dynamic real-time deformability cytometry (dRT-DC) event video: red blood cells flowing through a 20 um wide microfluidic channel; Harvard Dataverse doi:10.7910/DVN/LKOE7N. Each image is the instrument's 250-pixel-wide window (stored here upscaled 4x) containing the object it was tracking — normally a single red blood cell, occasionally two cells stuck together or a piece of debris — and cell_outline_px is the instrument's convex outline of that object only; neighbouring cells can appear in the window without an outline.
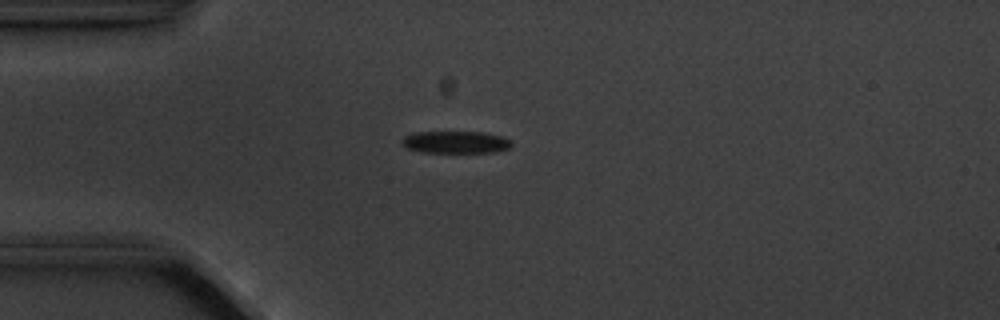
{"species": "common noctule bat (a hibernating species)", "species_latin": "Nyctalus noctula", "temperature_condition": "cold", "stored_images_in_passage": 5, "camera_frame_rate_fps": 3000, "um_per_image_px": 0.085, "animal": {"sex": "male", "body_mass_g": 20.1, "forearm_length_mm": 53.5}, "frame": {"image": 1, "passage_image": 4, "time_ms": 3.333, "image_size_px": [1000, 320], "cell_outline_px": [[512, 144], [508, 148], [492, 152], [420, 152], [408, 148], [400, 144], [400, 140], [404, 136], [412, 132], [484, 132], [504, 136], [512, 140]], "centroid_in_image_um": [38.7, 12.07], "position_along_channel_um": 46.3, "area_um2": 14.33}}